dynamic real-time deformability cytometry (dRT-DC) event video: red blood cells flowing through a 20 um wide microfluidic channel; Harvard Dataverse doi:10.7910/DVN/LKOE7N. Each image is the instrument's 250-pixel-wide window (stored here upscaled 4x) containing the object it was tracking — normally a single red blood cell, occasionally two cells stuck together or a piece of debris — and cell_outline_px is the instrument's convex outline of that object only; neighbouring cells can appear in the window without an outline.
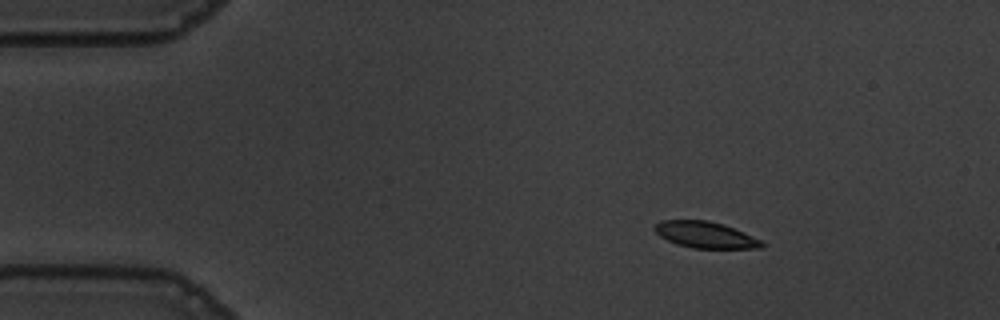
{"species": "common noctule bat (a hibernating species)", "species_latin": "Nyctalus noctula", "temperature_condition": "warm", "stored_images_in_passage": 48, "camera_frame_rate_fps": 3000, "um_per_image_px": 0.085, "animal": {"sex": "male", "body_mass_g": 19.5, "forearm_length_mm": 54.6}, "frame": {"image": 1, "passage_image": 1, "time_ms": 0.0, "image_size_px": [1000, 320], "cell_outline_px": [[764, 248], [692, 248], [676, 244], [660, 236], [652, 228], [660, 220], [708, 220], [724, 224], [752, 236], [760, 240], [764, 244]], "centroid_in_image_um": [59.93, 19.95], "position_along_channel_um": 25.1, "area_um2": 16.42}}
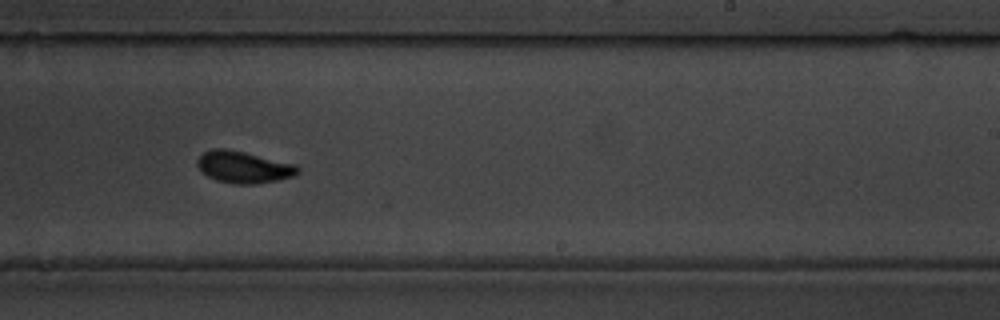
{"frame": {"image": 2, "passage_image": 27, "time_ms": 8.667, "image_size_px": [1000, 320], "cell_outline_px": [[300, 172], [292, 176], [276, 180], [256, 184], [236, 184], [216, 180], [208, 176], [196, 164], [196, 160], [204, 152], [212, 148], [224, 148], [244, 152], [296, 164], [300, 168]], "centroid_in_image_um": [20.71, 14.2], "position_along_channel_um": 268.3, "area_um2": 18.5}}
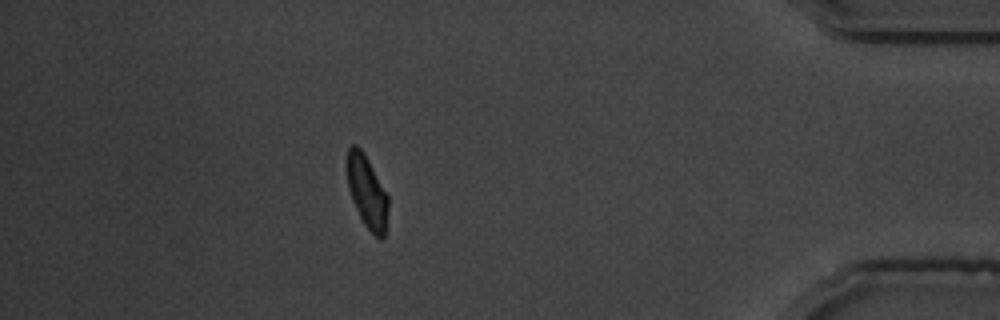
{"frame": {"image": 3, "passage_image": 42, "time_ms": 13.667, "image_size_px": [1000, 320], "cell_outline_px": [[388, 208], [384, 236], [380, 240], [364, 224], [352, 200], [348, 188], [348, 148], [352, 144], [356, 144], [364, 152], [388, 196]], "centroid_in_image_um": [31.2, 16.3], "position_along_channel_um": 404.0, "area_um2": 16.99}, "authors_computed_cell_mechanics": {"area_um2": 18.0047, "velocity_mm_per_s": 3.6048, "shape_relaxation_time_tau1_ms": 2.6148, "shape_relaxation_time_tau2_ms": 0.7965, "deformation_change_tau1": 0.1308, "deformation_change_tau2": 0.0483}}